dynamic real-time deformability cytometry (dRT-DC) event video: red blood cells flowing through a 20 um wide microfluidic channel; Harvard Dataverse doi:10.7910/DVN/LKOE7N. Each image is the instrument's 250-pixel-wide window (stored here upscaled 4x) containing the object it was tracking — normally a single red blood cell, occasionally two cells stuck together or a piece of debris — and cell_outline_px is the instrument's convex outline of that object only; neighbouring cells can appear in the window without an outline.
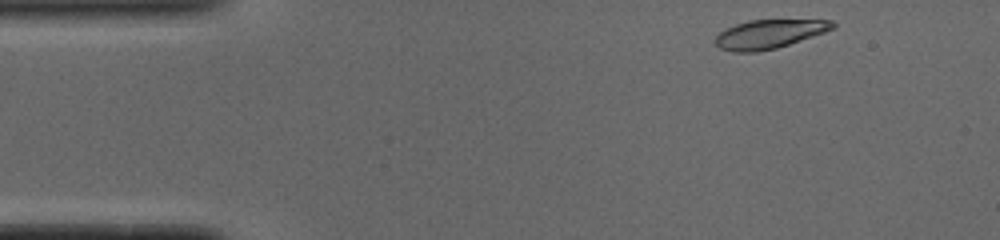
{"species": "common noctule bat (a hibernating species)", "species_latin": "Nyctalus noctula", "temperature_condition": "cold", "stored_images_in_passage": 46, "camera_frame_rate_fps": 3000, "um_per_image_px": 0.085, "animal": {"sex": "male", "body_mass_g": 19.0, "forearm_length_mm": 50.8}, "frame": {"image": 1, "passage_image": 1, "time_ms": 0.0, "image_size_px": [1000, 240], "cell_outline_px": [[836, 28], [776, 48], [756, 52], [732, 52], [720, 48], [712, 40], [720, 32], [736, 24], [748, 20], [832, 20], [836, 24]], "centroid_in_image_um": [65.35, 2.89], "position_along_channel_um": 19.6, "area_um2": 19.59}}
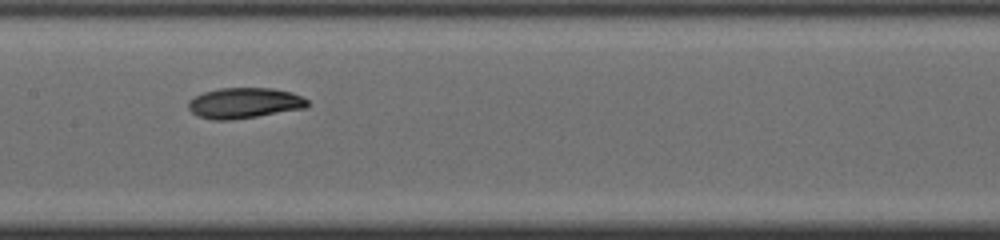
{"frame": {"image": 2, "passage_image": 20, "time_ms": 6.333, "image_size_px": [1000, 240], "cell_outline_px": [[308, 104], [304, 108], [232, 120], [212, 120], [196, 116], [188, 108], [188, 100], [204, 92], [220, 88], [272, 88], [292, 92], [308, 100]], "centroid_in_image_um": [20.73, 8.76], "position_along_channel_um": 186.7, "area_um2": 21.15}}
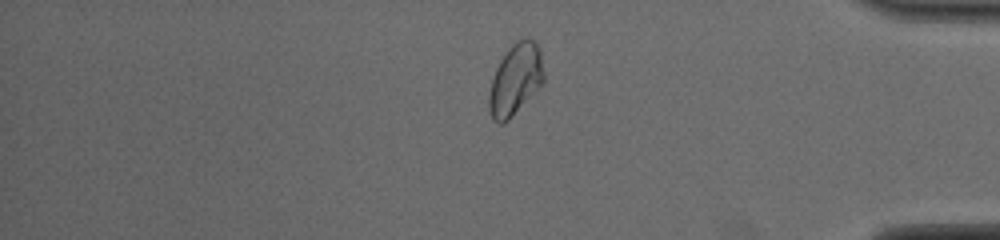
{"frame": {"image": 3, "passage_image": 38, "time_ms": 12.333, "image_size_px": [1000, 240], "cell_outline_px": [[544, 84], [504, 124], [500, 124], [492, 120], [488, 104], [488, 96], [492, 80], [496, 68], [500, 60], [508, 48], [516, 40], [524, 36], [528, 36], [536, 44], [540, 52], [544, 76]], "centroid_in_image_um": [43.81, 6.76], "position_along_channel_um": 391.4, "area_um2": 22.95}, "authors_computed_cell_mechanics": {"area_um2": 21.1259, "velocity_mm_per_s": 3.8779, "shape_relaxation_time_tau1_ms": 7.1111, "shape_relaxation_time_tau2_ms": 6.7011, "deformation_change_tau1": 0.1882, "deformation_change_tau2": 0.0776}}